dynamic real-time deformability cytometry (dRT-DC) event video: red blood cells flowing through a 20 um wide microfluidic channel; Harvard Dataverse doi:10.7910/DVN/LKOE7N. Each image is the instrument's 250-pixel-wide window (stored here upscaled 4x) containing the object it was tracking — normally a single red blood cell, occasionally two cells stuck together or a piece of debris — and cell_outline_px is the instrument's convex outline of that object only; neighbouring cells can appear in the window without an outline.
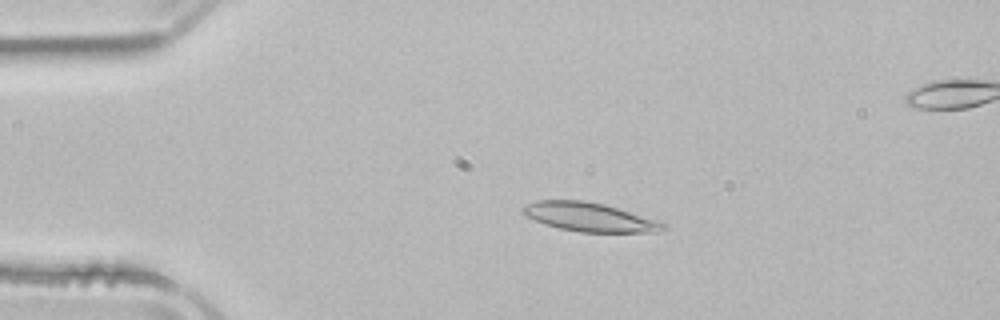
{"species": "common noctule bat (a hibernating species)", "species_latin": "Nyctalus noctula", "temperature_condition": "room temperature", "stored_images_in_passage": 6, "camera_frame_rate_fps": 3000, "um_per_image_px": 0.085, "animal": {"sex": "male", "body_mass_g": 21.5, "forearm_length_mm": 52.0}, "frame": {"image": 1, "passage_image": 4, "time_ms": 3.333, "image_size_px": [1000, 320], "cell_outline_px": [[668, 228], [656, 232], [580, 232], [560, 228], [536, 220], [520, 212], [520, 208], [536, 200], [584, 200], [604, 204], [668, 224]], "centroid_in_image_um": [50.11, 18.45], "position_along_channel_um": 34.9, "area_um2": 23.29}}